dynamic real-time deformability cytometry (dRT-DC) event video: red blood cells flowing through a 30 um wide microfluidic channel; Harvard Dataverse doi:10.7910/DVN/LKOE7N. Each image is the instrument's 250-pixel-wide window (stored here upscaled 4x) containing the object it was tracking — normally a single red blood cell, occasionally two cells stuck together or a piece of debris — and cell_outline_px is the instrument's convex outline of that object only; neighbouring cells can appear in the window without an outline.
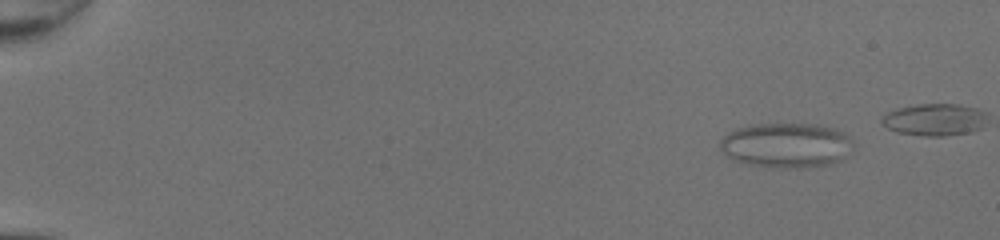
{"species": "common noctule bat (a hibernating species)", "species_latin": "Nyctalus noctula", "temperature_condition": "room temperature", "stored_images_in_passage": 47, "camera_frame_rate_fps": 3000, "um_per_image_px": 0.085, "animal": {"sex": "female", "body_mass_g": 20.0, "forearm_length_mm": 54.0}, "frame": {"image": 1, "passage_image": 6, "time_ms": 1.667, "image_size_px": [1000, 240], "cell_outline_px": [[852, 148], [840, 160], [832, 164], [808, 168], [772, 168], [752, 164], [736, 160], [728, 156], [720, 148], [720, 140], [728, 132], [736, 128], [748, 124], [820, 124], [836, 128], [844, 132], [852, 140]], "centroid_in_image_um": [66.86, 12.34], "position_along_channel_um": 18.1, "area_um2": 35.08}}
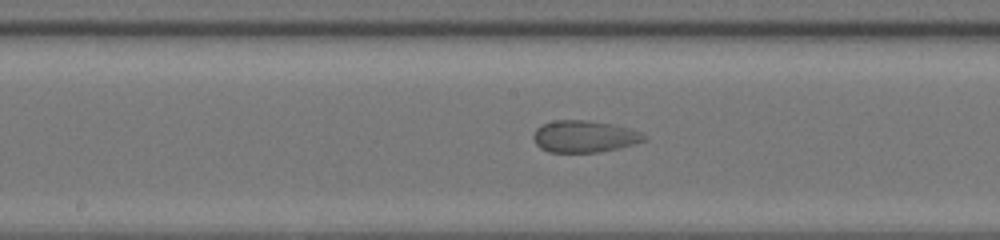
{"frame": {"image": 2, "passage_image": 29, "time_ms": 9.333, "image_size_px": [1000, 240], "cell_outline_px": [[648, 136], [644, 140], [632, 144], [600, 152], [548, 152], [540, 148], [536, 144], [532, 136], [536, 128], [540, 124], [552, 120], [584, 120], [612, 124], [628, 128], [640, 132]], "centroid_in_image_um": [49.6, 11.59], "position_along_channel_um": 198.6, "area_um2": 20.52}}
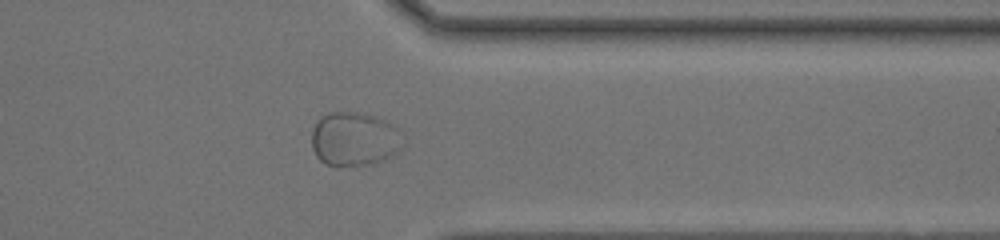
{"frame": {"image": 3, "passage_image": 42, "time_ms": 13.667, "image_size_px": [1000, 240], "cell_outline_px": [[400, 128], [396, 152], [384, 160], [372, 164], [324, 164], [316, 156], [312, 148], [312, 128], [316, 120], [320, 116], [328, 112], [364, 112], [376, 116]], "centroid_in_image_um": [30.04, 11.77], "position_along_channel_um": 381.4, "area_um2": 28.38}}